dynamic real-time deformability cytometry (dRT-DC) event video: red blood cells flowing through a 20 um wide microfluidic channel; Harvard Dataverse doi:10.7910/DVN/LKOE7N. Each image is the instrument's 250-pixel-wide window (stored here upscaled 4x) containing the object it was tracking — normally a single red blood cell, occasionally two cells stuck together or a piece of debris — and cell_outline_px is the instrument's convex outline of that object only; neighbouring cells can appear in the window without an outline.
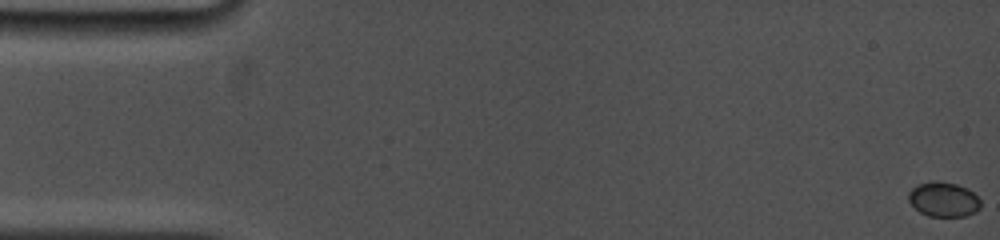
{"species": "common noctule bat (a hibernating species)", "species_latin": "Nyctalus noctula", "temperature_condition": "cold", "stored_images_in_passage": 69, "camera_frame_rate_fps": 5000, "um_per_image_px": 0.085, "animal": {"sex": "female", "body_mass_g": 19.0, "forearm_length_mm": 53.3}, "frame": {"image": 1, "passage_image": 1, "time_ms": 0.0, "image_size_px": [1000, 240], "cell_outline_px": [[980, 208], [976, 212], [964, 216], [928, 216], [920, 212], [908, 200], [908, 192], [912, 188], [920, 184], [932, 180], [936, 180], [956, 184], [968, 188], [980, 200]], "centroid_in_image_um": [80.2, 16.94], "position_along_channel_um": 4.8, "area_um2": 14.57}}
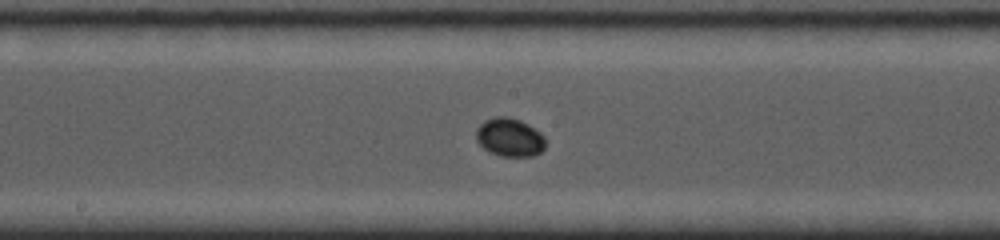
{"frame": {"image": 2, "passage_image": 38, "time_ms": 9.0, "image_size_px": [1000, 240], "cell_outline_px": [[544, 148], [540, 152], [532, 156], [500, 156], [488, 152], [476, 140], [476, 128], [484, 120], [496, 116], [508, 116], [520, 120], [528, 124], [540, 132], [544, 136]], "centroid_in_image_um": [43.29, 11.66], "position_along_channel_um": 204.9, "area_um2": 15.61}}
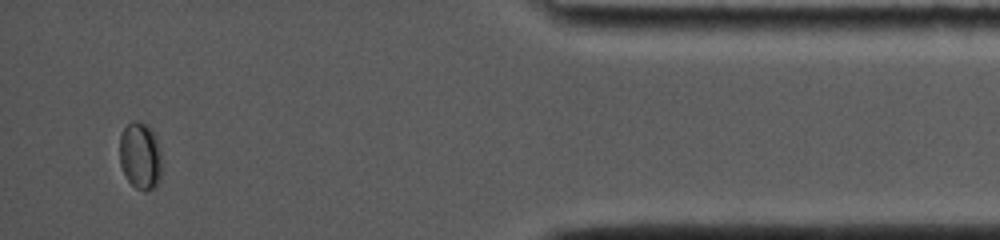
{"frame": {"image": 3, "passage_image": 66, "time_ms": 15.8, "image_size_px": [1000, 240], "cell_outline_px": [[160, 180], [156, 188], [144, 192], [136, 188], [124, 176], [120, 164], [120, 136], [124, 128], [132, 120], [136, 120], [144, 124], [156, 136], [160, 148]], "centroid_in_image_um": [11.92, 13.28], "position_along_channel_um": 423.3, "area_um2": 16.59}, "authors_computed_cell_mechanics": {"area_um2": 14.6234, "velocity_mm_per_s": 3.811, "shape_relaxation_time_tau1_ms": 4.3398, "shape_relaxation_time_tau2_ms": null, "deformation_change_tau1": 0.0585, "deformation_change_tau2": null}}